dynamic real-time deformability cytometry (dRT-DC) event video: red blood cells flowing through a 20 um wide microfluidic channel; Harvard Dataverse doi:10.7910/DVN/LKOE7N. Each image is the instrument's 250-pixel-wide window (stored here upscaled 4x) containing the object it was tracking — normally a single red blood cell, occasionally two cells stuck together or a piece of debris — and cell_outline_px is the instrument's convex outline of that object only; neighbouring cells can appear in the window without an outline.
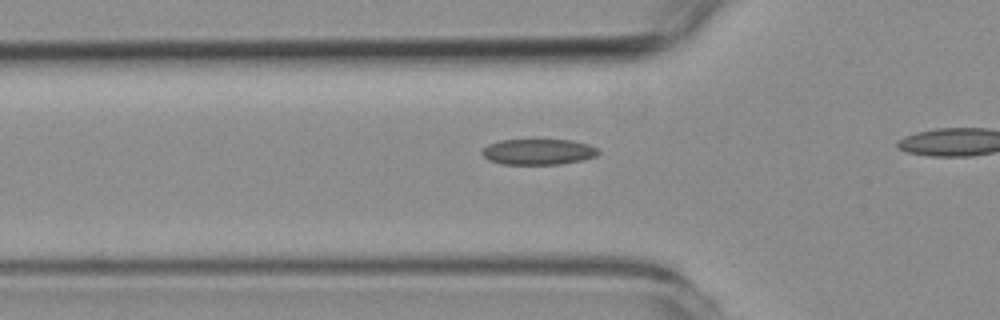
{"species": "common noctule bat (a hibernating species)", "species_latin": "Nyctalus noctula", "temperature_condition": "room temperature", "stored_images_in_passage": 23, "camera_frame_rate_fps": 3000, "um_per_image_px": 0.085, "animal": {"sex": "female", "body_mass_g": 19.3, "forearm_length_mm": 54.1}, "frame": {"image": 1, "passage_image": 11, "time_ms": 3.333, "image_size_px": [1000, 320], "cell_outline_px": [[600, 152], [596, 156], [580, 160], [560, 164], [504, 164], [488, 160], [480, 152], [488, 144], [500, 140], [572, 140], [588, 144], [596, 148]], "centroid_in_image_um": [45.73, 12.9], "position_along_channel_um": 80.1, "area_um2": 17.34}}
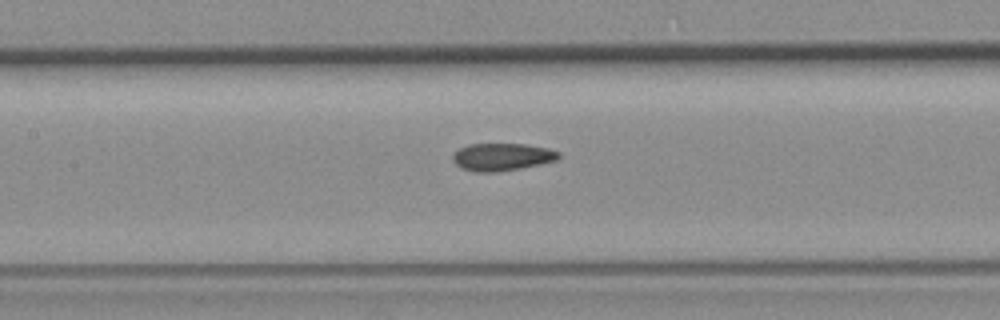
{"frame": {"image": 2, "passage_image": 18, "time_ms": 5.667, "image_size_px": [1000, 320], "cell_outline_px": [[560, 156], [556, 160], [540, 164], [520, 168], [496, 172], [476, 172], [460, 168], [452, 160], [452, 156], [460, 148], [468, 144], [524, 144], [548, 148], [560, 152]], "centroid_in_image_um": [42.66, 13.34], "position_along_channel_um": 164.7, "area_um2": 16.94}}
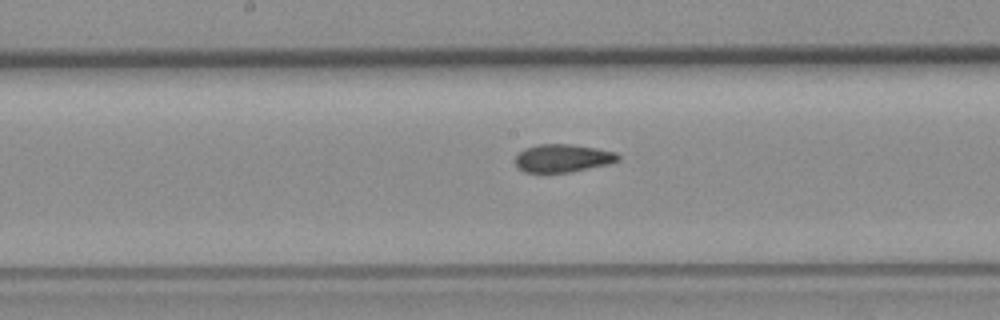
{"frame": {"image": 3, "passage_image": 21, "time_ms": 6.667, "image_size_px": [1000, 320], "cell_outline_px": [[620, 160], [608, 164], [568, 172], [524, 172], [516, 164], [516, 156], [524, 148], [540, 144], [572, 144], [596, 148], [616, 152], [620, 156]], "centroid_in_image_um": [47.85, 13.43], "position_along_channel_um": 200.3, "area_um2": 16.59}}